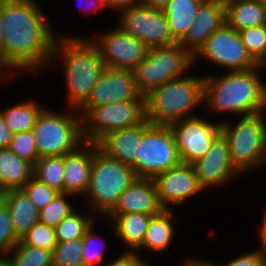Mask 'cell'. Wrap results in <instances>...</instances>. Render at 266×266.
<instances>
[{
    "instance_id": "cell-22",
    "label": "cell",
    "mask_w": 266,
    "mask_h": 266,
    "mask_svg": "<svg viewBox=\"0 0 266 266\" xmlns=\"http://www.w3.org/2000/svg\"><path fill=\"white\" fill-rule=\"evenodd\" d=\"M153 215L142 213L107 214L104 218L110 222L116 238L126 245V251L134 252L145 237L148 224ZM107 218V219H106Z\"/></svg>"
},
{
    "instance_id": "cell-44",
    "label": "cell",
    "mask_w": 266,
    "mask_h": 266,
    "mask_svg": "<svg viewBox=\"0 0 266 266\" xmlns=\"http://www.w3.org/2000/svg\"><path fill=\"white\" fill-rule=\"evenodd\" d=\"M262 224H260L259 233H258V243L260 247H257L263 254H266V209L263 211L262 215Z\"/></svg>"
},
{
    "instance_id": "cell-14",
    "label": "cell",
    "mask_w": 266,
    "mask_h": 266,
    "mask_svg": "<svg viewBox=\"0 0 266 266\" xmlns=\"http://www.w3.org/2000/svg\"><path fill=\"white\" fill-rule=\"evenodd\" d=\"M87 36L99 50L106 67L112 69L132 70L149 50L142 41L126 33L119 25L103 33Z\"/></svg>"
},
{
    "instance_id": "cell-2",
    "label": "cell",
    "mask_w": 266,
    "mask_h": 266,
    "mask_svg": "<svg viewBox=\"0 0 266 266\" xmlns=\"http://www.w3.org/2000/svg\"><path fill=\"white\" fill-rule=\"evenodd\" d=\"M261 74L258 66L204 75L203 106L213 116L230 112L240 117L266 111V82L263 83Z\"/></svg>"
},
{
    "instance_id": "cell-1",
    "label": "cell",
    "mask_w": 266,
    "mask_h": 266,
    "mask_svg": "<svg viewBox=\"0 0 266 266\" xmlns=\"http://www.w3.org/2000/svg\"><path fill=\"white\" fill-rule=\"evenodd\" d=\"M44 14L36 0H1L2 69L8 76L50 66L55 40L64 34L53 30Z\"/></svg>"
},
{
    "instance_id": "cell-40",
    "label": "cell",
    "mask_w": 266,
    "mask_h": 266,
    "mask_svg": "<svg viewBox=\"0 0 266 266\" xmlns=\"http://www.w3.org/2000/svg\"><path fill=\"white\" fill-rule=\"evenodd\" d=\"M214 266H219L215 264ZM221 266H266V254H263L259 249L250 250L246 253L236 256L229 262L221 264Z\"/></svg>"
},
{
    "instance_id": "cell-18",
    "label": "cell",
    "mask_w": 266,
    "mask_h": 266,
    "mask_svg": "<svg viewBox=\"0 0 266 266\" xmlns=\"http://www.w3.org/2000/svg\"><path fill=\"white\" fill-rule=\"evenodd\" d=\"M225 23L224 0H202L192 26L178 43L194 56L207 39Z\"/></svg>"
},
{
    "instance_id": "cell-31",
    "label": "cell",
    "mask_w": 266,
    "mask_h": 266,
    "mask_svg": "<svg viewBox=\"0 0 266 266\" xmlns=\"http://www.w3.org/2000/svg\"><path fill=\"white\" fill-rule=\"evenodd\" d=\"M78 211L75 209L55 227L57 242L82 238L91 225L96 222L94 213L89 212L88 215H84L85 212L79 213Z\"/></svg>"
},
{
    "instance_id": "cell-26",
    "label": "cell",
    "mask_w": 266,
    "mask_h": 266,
    "mask_svg": "<svg viewBox=\"0 0 266 266\" xmlns=\"http://www.w3.org/2000/svg\"><path fill=\"white\" fill-rule=\"evenodd\" d=\"M34 166L9 148H0V193L21 189L32 177Z\"/></svg>"
},
{
    "instance_id": "cell-45",
    "label": "cell",
    "mask_w": 266,
    "mask_h": 266,
    "mask_svg": "<svg viewBox=\"0 0 266 266\" xmlns=\"http://www.w3.org/2000/svg\"><path fill=\"white\" fill-rule=\"evenodd\" d=\"M80 1H83L84 2V0H80ZM86 1V0H85ZM89 2H88V7L86 8L83 4V2H80V3H78V5H79V7H80V10L82 11H86V14L87 13H90V12H93V13H95V12H98V10L99 9H101V8H104V7H106V4H105V1L104 0H88ZM78 2H79V0H78ZM86 3V2H85ZM82 4V5H81ZM87 5V4H86ZM84 6V7H83ZM86 8V9H85ZM91 10V11H90ZM90 11V12H89Z\"/></svg>"
},
{
    "instance_id": "cell-3",
    "label": "cell",
    "mask_w": 266,
    "mask_h": 266,
    "mask_svg": "<svg viewBox=\"0 0 266 266\" xmlns=\"http://www.w3.org/2000/svg\"><path fill=\"white\" fill-rule=\"evenodd\" d=\"M57 59L58 62L61 59L65 77L64 108L78 110L88 100L106 65L97 47L82 35L58 36L53 46L51 66Z\"/></svg>"
},
{
    "instance_id": "cell-17",
    "label": "cell",
    "mask_w": 266,
    "mask_h": 266,
    "mask_svg": "<svg viewBox=\"0 0 266 266\" xmlns=\"http://www.w3.org/2000/svg\"><path fill=\"white\" fill-rule=\"evenodd\" d=\"M127 100H145L132 70L106 67L92 88L88 100L81 107H94Z\"/></svg>"
},
{
    "instance_id": "cell-12",
    "label": "cell",
    "mask_w": 266,
    "mask_h": 266,
    "mask_svg": "<svg viewBox=\"0 0 266 266\" xmlns=\"http://www.w3.org/2000/svg\"><path fill=\"white\" fill-rule=\"evenodd\" d=\"M119 25L126 33L142 41L148 48L176 44L162 10L153 9L142 1L118 13Z\"/></svg>"
},
{
    "instance_id": "cell-11",
    "label": "cell",
    "mask_w": 266,
    "mask_h": 266,
    "mask_svg": "<svg viewBox=\"0 0 266 266\" xmlns=\"http://www.w3.org/2000/svg\"><path fill=\"white\" fill-rule=\"evenodd\" d=\"M200 58L222 67L225 71L249 70L258 67V63L245 48L238 31L226 23L216 30L193 56V65Z\"/></svg>"
},
{
    "instance_id": "cell-33",
    "label": "cell",
    "mask_w": 266,
    "mask_h": 266,
    "mask_svg": "<svg viewBox=\"0 0 266 266\" xmlns=\"http://www.w3.org/2000/svg\"><path fill=\"white\" fill-rule=\"evenodd\" d=\"M82 252V238L57 242L52 250L53 266H84Z\"/></svg>"
},
{
    "instance_id": "cell-36",
    "label": "cell",
    "mask_w": 266,
    "mask_h": 266,
    "mask_svg": "<svg viewBox=\"0 0 266 266\" xmlns=\"http://www.w3.org/2000/svg\"><path fill=\"white\" fill-rule=\"evenodd\" d=\"M20 241L25 245L52 251L57 244L55 228L38 221Z\"/></svg>"
},
{
    "instance_id": "cell-6",
    "label": "cell",
    "mask_w": 266,
    "mask_h": 266,
    "mask_svg": "<svg viewBox=\"0 0 266 266\" xmlns=\"http://www.w3.org/2000/svg\"><path fill=\"white\" fill-rule=\"evenodd\" d=\"M236 120L234 124L231 119L221 122L234 166L242 174L266 166V111Z\"/></svg>"
},
{
    "instance_id": "cell-15",
    "label": "cell",
    "mask_w": 266,
    "mask_h": 266,
    "mask_svg": "<svg viewBox=\"0 0 266 266\" xmlns=\"http://www.w3.org/2000/svg\"><path fill=\"white\" fill-rule=\"evenodd\" d=\"M153 181L159 203L164 209L181 207L187 200L205 190L191 164L181 163L155 176Z\"/></svg>"
},
{
    "instance_id": "cell-19",
    "label": "cell",
    "mask_w": 266,
    "mask_h": 266,
    "mask_svg": "<svg viewBox=\"0 0 266 266\" xmlns=\"http://www.w3.org/2000/svg\"><path fill=\"white\" fill-rule=\"evenodd\" d=\"M164 208L158 200L157 188L151 178H135L121 194L108 214L142 213L157 215Z\"/></svg>"
},
{
    "instance_id": "cell-39",
    "label": "cell",
    "mask_w": 266,
    "mask_h": 266,
    "mask_svg": "<svg viewBox=\"0 0 266 266\" xmlns=\"http://www.w3.org/2000/svg\"><path fill=\"white\" fill-rule=\"evenodd\" d=\"M19 240L12 226L8 206L0 197V254H6Z\"/></svg>"
},
{
    "instance_id": "cell-43",
    "label": "cell",
    "mask_w": 266,
    "mask_h": 266,
    "mask_svg": "<svg viewBox=\"0 0 266 266\" xmlns=\"http://www.w3.org/2000/svg\"><path fill=\"white\" fill-rule=\"evenodd\" d=\"M106 4V8L113 9L118 13L126 8L137 5L141 2V0H104Z\"/></svg>"
},
{
    "instance_id": "cell-37",
    "label": "cell",
    "mask_w": 266,
    "mask_h": 266,
    "mask_svg": "<svg viewBox=\"0 0 266 266\" xmlns=\"http://www.w3.org/2000/svg\"><path fill=\"white\" fill-rule=\"evenodd\" d=\"M9 149L20 159L31 163L33 166L40 158L36 148L35 137L32 130L14 133Z\"/></svg>"
},
{
    "instance_id": "cell-16",
    "label": "cell",
    "mask_w": 266,
    "mask_h": 266,
    "mask_svg": "<svg viewBox=\"0 0 266 266\" xmlns=\"http://www.w3.org/2000/svg\"><path fill=\"white\" fill-rule=\"evenodd\" d=\"M199 183L206 190L220 187L237 180L243 174L234 166L228 142L220 134L211 144L209 151L192 164ZM238 177V178H237Z\"/></svg>"
},
{
    "instance_id": "cell-10",
    "label": "cell",
    "mask_w": 266,
    "mask_h": 266,
    "mask_svg": "<svg viewBox=\"0 0 266 266\" xmlns=\"http://www.w3.org/2000/svg\"><path fill=\"white\" fill-rule=\"evenodd\" d=\"M82 135L86 142H98L108 132L142 124L146 120L145 100H127L94 107H80Z\"/></svg>"
},
{
    "instance_id": "cell-4",
    "label": "cell",
    "mask_w": 266,
    "mask_h": 266,
    "mask_svg": "<svg viewBox=\"0 0 266 266\" xmlns=\"http://www.w3.org/2000/svg\"><path fill=\"white\" fill-rule=\"evenodd\" d=\"M185 75L154 88L145 95L146 119L155 125H170L175 121L197 116L203 106L204 74Z\"/></svg>"
},
{
    "instance_id": "cell-38",
    "label": "cell",
    "mask_w": 266,
    "mask_h": 266,
    "mask_svg": "<svg viewBox=\"0 0 266 266\" xmlns=\"http://www.w3.org/2000/svg\"><path fill=\"white\" fill-rule=\"evenodd\" d=\"M21 190L40 211L59 193L32 177Z\"/></svg>"
},
{
    "instance_id": "cell-13",
    "label": "cell",
    "mask_w": 266,
    "mask_h": 266,
    "mask_svg": "<svg viewBox=\"0 0 266 266\" xmlns=\"http://www.w3.org/2000/svg\"><path fill=\"white\" fill-rule=\"evenodd\" d=\"M203 118L197 115L168 125L184 164L192 165L203 158L213 141L221 134V121L213 122Z\"/></svg>"
},
{
    "instance_id": "cell-5",
    "label": "cell",
    "mask_w": 266,
    "mask_h": 266,
    "mask_svg": "<svg viewBox=\"0 0 266 266\" xmlns=\"http://www.w3.org/2000/svg\"><path fill=\"white\" fill-rule=\"evenodd\" d=\"M135 178L130 165L108 156L93 142L91 174L84 195L89 204L88 210L104 218Z\"/></svg>"
},
{
    "instance_id": "cell-41",
    "label": "cell",
    "mask_w": 266,
    "mask_h": 266,
    "mask_svg": "<svg viewBox=\"0 0 266 266\" xmlns=\"http://www.w3.org/2000/svg\"><path fill=\"white\" fill-rule=\"evenodd\" d=\"M109 260V262L107 261ZM104 266H152L142 256H139L136 252L122 251L113 259H106Z\"/></svg>"
},
{
    "instance_id": "cell-21",
    "label": "cell",
    "mask_w": 266,
    "mask_h": 266,
    "mask_svg": "<svg viewBox=\"0 0 266 266\" xmlns=\"http://www.w3.org/2000/svg\"><path fill=\"white\" fill-rule=\"evenodd\" d=\"M142 136L143 123L110 131L97 144L108 156L132 167L137 159Z\"/></svg>"
},
{
    "instance_id": "cell-46",
    "label": "cell",
    "mask_w": 266,
    "mask_h": 266,
    "mask_svg": "<svg viewBox=\"0 0 266 266\" xmlns=\"http://www.w3.org/2000/svg\"><path fill=\"white\" fill-rule=\"evenodd\" d=\"M182 266H214L213 261L205 260V259H197V258H188L185 259L184 264Z\"/></svg>"
},
{
    "instance_id": "cell-29",
    "label": "cell",
    "mask_w": 266,
    "mask_h": 266,
    "mask_svg": "<svg viewBox=\"0 0 266 266\" xmlns=\"http://www.w3.org/2000/svg\"><path fill=\"white\" fill-rule=\"evenodd\" d=\"M33 177L63 193L64 156L40 157L34 164Z\"/></svg>"
},
{
    "instance_id": "cell-28",
    "label": "cell",
    "mask_w": 266,
    "mask_h": 266,
    "mask_svg": "<svg viewBox=\"0 0 266 266\" xmlns=\"http://www.w3.org/2000/svg\"><path fill=\"white\" fill-rule=\"evenodd\" d=\"M38 101L26 100L0 109L6 125L13 133L31 131L45 106Z\"/></svg>"
},
{
    "instance_id": "cell-51",
    "label": "cell",
    "mask_w": 266,
    "mask_h": 266,
    "mask_svg": "<svg viewBox=\"0 0 266 266\" xmlns=\"http://www.w3.org/2000/svg\"><path fill=\"white\" fill-rule=\"evenodd\" d=\"M259 68L261 70H266V56L264 57V59L258 64Z\"/></svg>"
},
{
    "instance_id": "cell-24",
    "label": "cell",
    "mask_w": 266,
    "mask_h": 266,
    "mask_svg": "<svg viewBox=\"0 0 266 266\" xmlns=\"http://www.w3.org/2000/svg\"><path fill=\"white\" fill-rule=\"evenodd\" d=\"M226 24L236 31L266 25L264 0H224Z\"/></svg>"
},
{
    "instance_id": "cell-34",
    "label": "cell",
    "mask_w": 266,
    "mask_h": 266,
    "mask_svg": "<svg viewBox=\"0 0 266 266\" xmlns=\"http://www.w3.org/2000/svg\"><path fill=\"white\" fill-rule=\"evenodd\" d=\"M238 33L248 53L259 64L266 56V25L245 28Z\"/></svg>"
},
{
    "instance_id": "cell-32",
    "label": "cell",
    "mask_w": 266,
    "mask_h": 266,
    "mask_svg": "<svg viewBox=\"0 0 266 266\" xmlns=\"http://www.w3.org/2000/svg\"><path fill=\"white\" fill-rule=\"evenodd\" d=\"M75 197L58 193L43 209L39 211V222L55 228L66 216L75 210L69 198Z\"/></svg>"
},
{
    "instance_id": "cell-47",
    "label": "cell",
    "mask_w": 266,
    "mask_h": 266,
    "mask_svg": "<svg viewBox=\"0 0 266 266\" xmlns=\"http://www.w3.org/2000/svg\"><path fill=\"white\" fill-rule=\"evenodd\" d=\"M145 5L157 9L162 10L164 9L170 0H141Z\"/></svg>"
},
{
    "instance_id": "cell-49",
    "label": "cell",
    "mask_w": 266,
    "mask_h": 266,
    "mask_svg": "<svg viewBox=\"0 0 266 266\" xmlns=\"http://www.w3.org/2000/svg\"><path fill=\"white\" fill-rule=\"evenodd\" d=\"M0 266H11L6 254H0Z\"/></svg>"
},
{
    "instance_id": "cell-7",
    "label": "cell",
    "mask_w": 266,
    "mask_h": 266,
    "mask_svg": "<svg viewBox=\"0 0 266 266\" xmlns=\"http://www.w3.org/2000/svg\"><path fill=\"white\" fill-rule=\"evenodd\" d=\"M32 132L39 157L64 156L85 142L81 115L73 108L55 112L45 107Z\"/></svg>"
},
{
    "instance_id": "cell-35",
    "label": "cell",
    "mask_w": 266,
    "mask_h": 266,
    "mask_svg": "<svg viewBox=\"0 0 266 266\" xmlns=\"http://www.w3.org/2000/svg\"><path fill=\"white\" fill-rule=\"evenodd\" d=\"M95 222L91 225V227L86 231L85 235L82 237L83 240V252H82V258H83V265L84 266H101L103 264L102 262L105 261L104 254L105 251V241L104 239H100L95 230ZM98 236V237H97ZM102 241V247L97 245L98 240ZM97 245V246H96ZM104 245V246H103ZM105 252V253H104Z\"/></svg>"
},
{
    "instance_id": "cell-42",
    "label": "cell",
    "mask_w": 266,
    "mask_h": 266,
    "mask_svg": "<svg viewBox=\"0 0 266 266\" xmlns=\"http://www.w3.org/2000/svg\"><path fill=\"white\" fill-rule=\"evenodd\" d=\"M13 134L0 111V148H9Z\"/></svg>"
},
{
    "instance_id": "cell-8",
    "label": "cell",
    "mask_w": 266,
    "mask_h": 266,
    "mask_svg": "<svg viewBox=\"0 0 266 266\" xmlns=\"http://www.w3.org/2000/svg\"><path fill=\"white\" fill-rule=\"evenodd\" d=\"M192 67L193 56L177 42L170 46L149 48L132 73L138 89L145 96L170 80L191 74L189 70Z\"/></svg>"
},
{
    "instance_id": "cell-27",
    "label": "cell",
    "mask_w": 266,
    "mask_h": 266,
    "mask_svg": "<svg viewBox=\"0 0 266 266\" xmlns=\"http://www.w3.org/2000/svg\"><path fill=\"white\" fill-rule=\"evenodd\" d=\"M202 0H170L162 9L173 38L179 42L192 26Z\"/></svg>"
},
{
    "instance_id": "cell-50",
    "label": "cell",
    "mask_w": 266,
    "mask_h": 266,
    "mask_svg": "<svg viewBox=\"0 0 266 266\" xmlns=\"http://www.w3.org/2000/svg\"><path fill=\"white\" fill-rule=\"evenodd\" d=\"M7 75V76H6ZM8 78V77H10V76H8V74L0 67V85H1V83L3 82L4 83V79L5 78Z\"/></svg>"
},
{
    "instance_id": "cell-48",
    "label": "cell",
    "mask_w": 266,
    "mask_h": 266,
    "mask_svg": "<svg viewBox=\"0 0 266 266\" xmlns=\"http://www.w3.org/2000/svg\"><path fill=\"white\" fill-rule=\"evenodd\" d=\"M3 32L2 28V16H1V0H0V67L2 68V43H3Z\"/></svg>"
},
{
    "instance_id": "cell-20",
    "label": "cell",
    "mask_w": 266,
    "mask_h": 266,
    "mask_svg": "<svg viewBox=\"0 0 266 266\" xmlns=\"http://www.w3.org/2000/svg\"><path fill=\"white\" fill-rule=\"evenodd\" d=\"M93 157V142H84L64 155L63 193L84 196L89 185Z\"/></svg>"
},
{
    "instance_id": "cell-9",
    "label": "cell",
    "mask_w": 266,
    "mask_h": 266,
    "mask_svg": "<svg viewBox=\"0 0 266 266\" xmlns=\"http://www.w3.org/2000/svg\"><path fill=\"white\" fill-rule=\"evenodd\" d=\"M180 154L168 125L143 122V136L132 166L137 178H151L181 164Z\"/></svg>"
},
{
    "instance_id": "cell-23",
    "label": "cell",
    "mask_w": 266,
    "mask_h": 266,
    "mask_svg": "<svg viewBox=\"0 0 266 266\" xmlns=\"http://www.w3.org/2000/svg\"><path fill=\"white\" fill-rule=\"evenodd\" d=\"M175 215L174 209H163L159 214L153 215L142 244L134 252L139 256H141L140 251L145 249L152 254L166 252L175 238L176 229L173 225Z\"/></svg>"
},
{
    "instance_id": "cell-30",
    "label": "cell",
    "mask_w": 266,
    "mask_h": 266,
    "mask_svg": "<svg viewBox=\"0 0 266 266\" xmlns=\"http://www.w3.org/2000/svg\"><path fill=\"white\" fill-rule=\"evenodd\" d=\"M6 256L11 266H53L52 251L25 245L20 240Z\"/></svg>"
},
{
    "instance_id": "cell-25",
    "label": "cell",
    "mask_w": 266,
    "mask_h": 266,
    "mask_svg": "<svg viewBox=\"0 0 266 266\" xmlns=\"http://www.w3.org/2000/svg\"><path fill=\"white\" fill-rule=\"evenodd\" d=\"M0 197L8 206L14 232L20 239L39 221V210L21 189L5 191Z\"/></svg>"
}]
</instances>
